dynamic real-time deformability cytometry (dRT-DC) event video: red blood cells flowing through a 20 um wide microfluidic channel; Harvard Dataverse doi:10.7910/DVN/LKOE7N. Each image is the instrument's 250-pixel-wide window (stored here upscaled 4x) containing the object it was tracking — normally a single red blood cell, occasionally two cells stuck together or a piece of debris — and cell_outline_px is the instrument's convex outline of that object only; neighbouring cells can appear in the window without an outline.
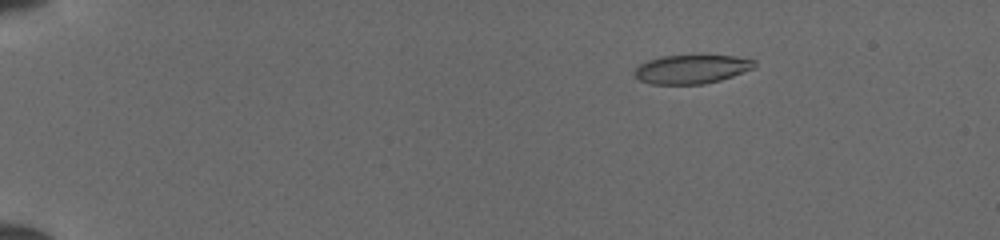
{"species": "common noctule bat (a hibernating species)", "species_latin": "Nyctalus noctula", "temperature_condition": "cold", "stored_images_in_passage": 43, "camera_frame_rate_fps": 3000, "um_per_image_px": 0.085, "animal": {"sex": "female", "body_mass_g": 19.5, "forearm_length_mm": 54.1}, "frame": {"image": 1, "passage_image": 1, "time_ms": 0.0, "image_size_px": [1000, 240], "cell_outline_px": [[756, 68], [720, 80], [704, 84], [652, 84], [640, 80], [632, 72], [640, 64], [648, 60], [660, 56], [696, 52], [700, 52], [736, 56], [756, 60]], "centroid_in_image_um": [58.83, 5.81], "position_along_channel_um": 26.2, "area_um2": 21.27}}
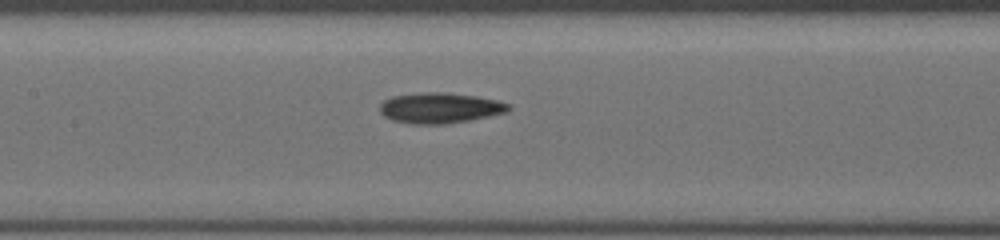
{"frame": {"image": 2, "passage_image": 19, "time_ms": 6.0, "image_size_px": [1000, 240], "cell_outline_px": [[512, 108], [508, 112], [468, 120], [444, 124], [412, 124], [392, 120], [384, 116], [380, 112], [380, 104], [384, 100], [392, 96], [420, 92], [448, 92], [476, 96], [500, 100], [512, 104]], "centroid_in_image_um": [37.43, 9.16], "position_along_channel_um": 170.0, "area_um2": 23.18}}
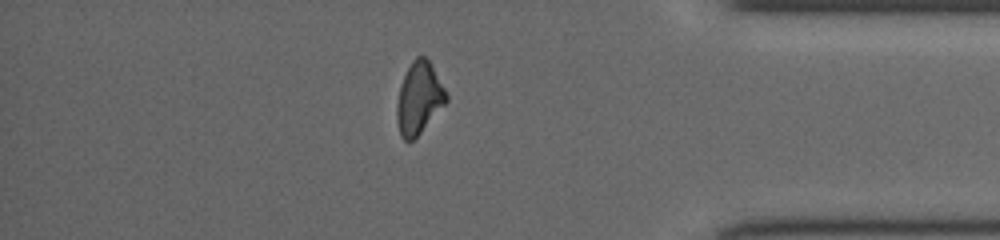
{"frame": {"image": 3, "passage_image": 37, "time_ms": 12.0, "image_size_px": [1000, 240], "cell_outline_px": [[448, 100], [420, 132], [412, 140], [404, 140], [400, 136], [396, 120], [396, 104], [400, 84], [412, 60], [416, 56], [424, 56], [428, 60], [444, 88], [448, 96]], "centroid_in_image_um": [35.58, 8.35], "position_along_channel_um": 399.6, "area_um2": 20.35}}